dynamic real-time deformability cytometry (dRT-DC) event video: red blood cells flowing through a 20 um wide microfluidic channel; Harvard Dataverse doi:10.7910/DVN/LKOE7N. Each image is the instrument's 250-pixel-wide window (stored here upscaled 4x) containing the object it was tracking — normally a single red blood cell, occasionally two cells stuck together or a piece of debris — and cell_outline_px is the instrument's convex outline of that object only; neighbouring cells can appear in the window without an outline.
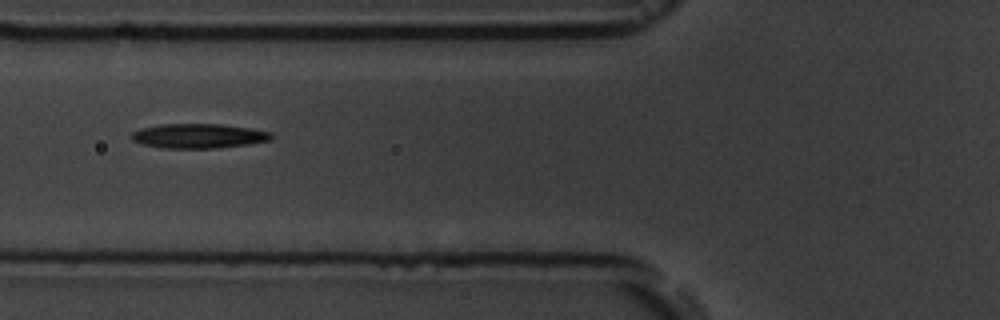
{"species": "common noctule bat (a hibernating species)", "species_latin": "Nyctalus noctula", "temperature_condition": "room temperature", "stored_images_in_passage": 16, "camera_frame_rate_fps": 3000, "um_per_image_px": 0.085, "animal": {"sex": "male", "body_mass_g": 19.5, "forearm_length_mm": 54.6}, "frame": {"image": 1, "passage_image": 6, "time_ms": 6.667, "image_size_px": [1000, 320], "cell_outline_px": [[276, 136], [272, 140], [248, 144], [216, 148], [160, 148], [144, 144], [132, 140], [132, 132], [140, 128], [160, 124], [220, 124], [252, 128], [272, 132]], "centroid_in_image_um": [16.93, 11.55], "position_along_channel_um": 108.9, "area_um2": 20.17}}
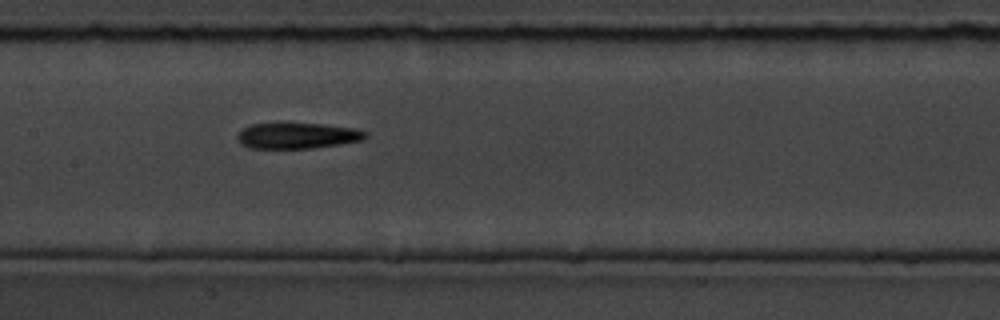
{"frame": {"image": 2, "passage_image": 8, "time_ms": 8.667, "image_size_px": [1000, 320], "cell_outline_px": [[368, 136], [360, 140], [340, 144], [308, 148], [248, 148], [240, 144], [236, 140], [236, 136], [244, 128], [252, 124], [276, 120], [284, 120], [324, 124], [356, 128], [368, 132]], "centroid_in_image_um": [25.21, 11.47], "position_along_channel_um": 182.2, "area_um2": 20.29}}
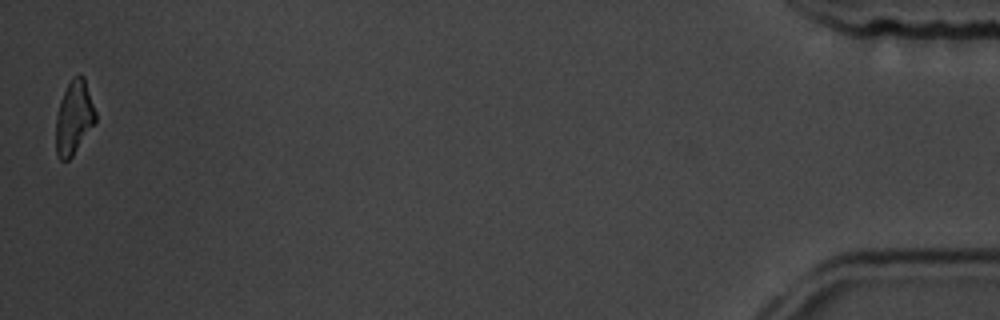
{"frame": {"image": 3, "passage_image": 16, "time_ms": 18.0, "image_size_px": [1000, 320], "cell_outline_px": [[96, 124], [72, 156], [68, 160], [60, 160], [56, 156], [56, 116], [60, 100], [72, 76], [80, 72], [84, 76], [96, 112]], "centroid_in_image_um": [6.3, 9.98], "position_along_channel_um": 428.9, "area_um2": 17.34}, "authors_computed_cell_mechanics": {"area_um2": 19.5075, "velocity_mm_per_s": 3.6509, "shape_relaxation_time_tau1_ms": null, "shape_relaxation_time_tau2_ms": 6.4551, "deformation_change_tau1": null, "deformation_change_tau2": 0.1752}}